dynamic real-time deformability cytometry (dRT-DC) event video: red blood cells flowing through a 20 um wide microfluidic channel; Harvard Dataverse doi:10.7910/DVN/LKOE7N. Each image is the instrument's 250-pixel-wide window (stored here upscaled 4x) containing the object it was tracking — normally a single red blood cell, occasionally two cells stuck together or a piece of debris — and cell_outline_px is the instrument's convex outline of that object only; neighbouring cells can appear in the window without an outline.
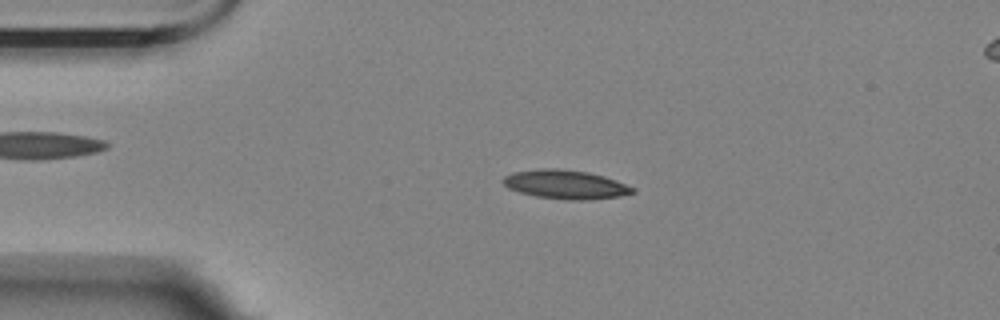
{"species": "Egyptian fruit bat (a non-hibernating species)", "species_latin": "Rousettus aegyptiacus", "temperature_condition": "room temperature", "stored_images_in_passage": 36, "camera_frame_rate_fps": 3000, "um_per_image_px": 0.085, "animal": {"sex": "female"}, "frame": {"image": 1, "passage_image": 11, "time_ms": 3.333, "image_size_px": [1000, 320], "cell_outline_px": [[636, 192], [620, 196], [588, 200], [568, 200], [536, 196], [520, 192], [508, 188], [500, 180], [504, 176], [512, 172], [540, 168], [560, 168], [588, 172], [604, 176], [616, 180], [636, 188]], "centroid_in_image_um": [48.07, 15.67], "position_along_channel_um": 36.9, "area_um2": 22.02}}
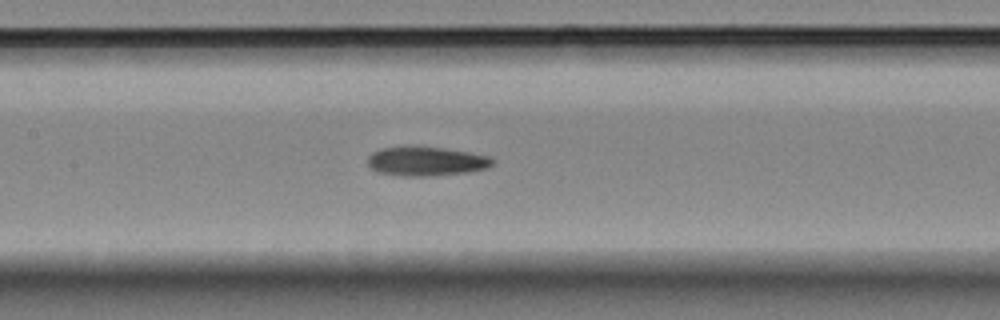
{"frame": {"image": 2, "passage_image": 25, "time_ms": 8.0, "image_size_px": [1000, 320], "cell_outline_px": [[496, 160], [488, 168], [468, 172], [432, 176], [404, 176], [380, 172], [372, 168], [368, 164], [368, 156], [372, 152], [380, 148], [444, 148], [492, 156]], "centroid_in_image_um": [36.3, 13.73], "position_along_channel_um": 171.1, "area_um2": 20.87}}
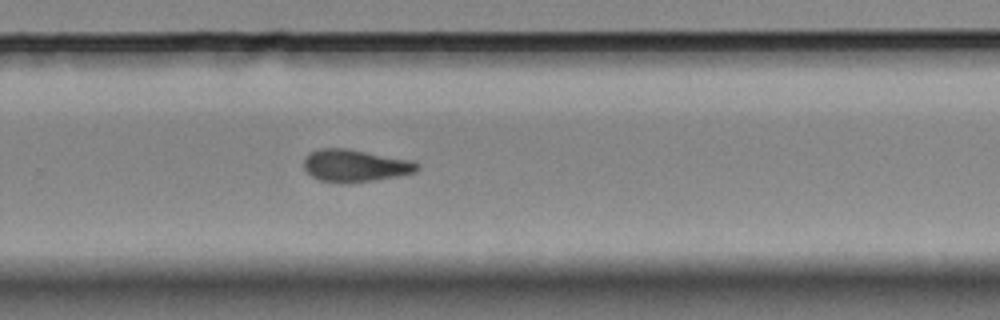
{"frame": {"image": 3, "passage_image": 36, "time_ms": 11.667, "image_size_px": [1000, 320], "cell_outline_px": [[420, 168], [416, 172], [396, 176], [372, 180], [344, 184], [320, 180], [312, 176], [304, 168], [304, 156], [308, 152], [320, 148], [348, 148], [412, 160], [420, 164]], "centroid_in_image_um": [30.17, 14.07], "position_along_channel_um": 299.6, "area_um2": 21.56}}